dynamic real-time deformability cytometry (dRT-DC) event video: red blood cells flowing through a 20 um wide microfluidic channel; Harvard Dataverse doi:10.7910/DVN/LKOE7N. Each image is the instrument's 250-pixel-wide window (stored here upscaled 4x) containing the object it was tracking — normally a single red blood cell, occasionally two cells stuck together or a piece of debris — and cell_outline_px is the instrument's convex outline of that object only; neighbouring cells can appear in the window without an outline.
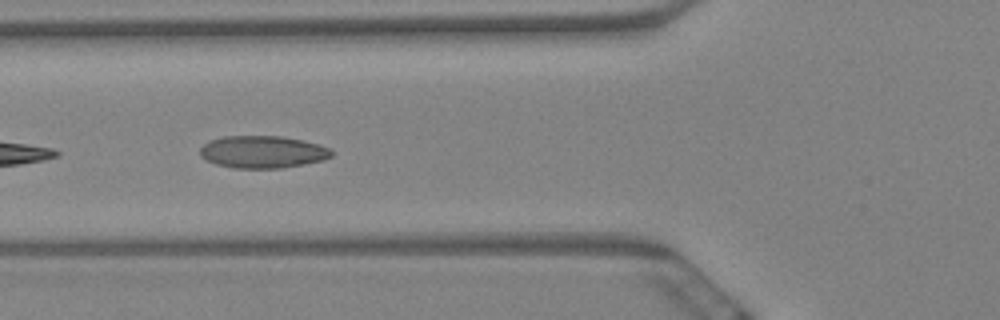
{"species": "Egyptian fruit bat (a non-hibernating species)", "species_latin": "Rousettus aegyptiacus", "temperature_condition": "warm", "stored_images_in_passage": 9, "camera_frame_rate_fps": 3000, "um_per_image_px": 0.085, "animal": {"sex": "female"}, "frame": {"image": 1, "passage_image": 7, "time_ms": 2.0, "image_size_px": [1000, 320], "cell_outline_px": [[332, 156], [324, 160], [304, 164], [280, 168], [232, 168], [216, 164], [200, 156], [200, 148], [208, 140], [224, 136], [280, 136], [300, 140], [332, 148]], "centroid_in_image_um": [22.31, 12.91], "position_along_channel_um": 103.5, "area_um2": 24.74}}
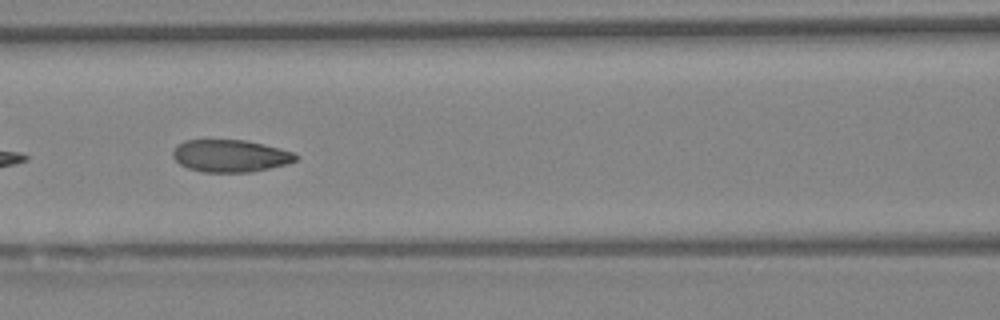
{"frame": {"image": 2, "passage_image": 8, "time_ms": 2.333, "image_size_px": [1000, 320], "cell_outline_px": [[300, 156], [296, 160], [288, 164], [252, 172], [200, 172], [188, 168], [180, 164], [172, 156], [172, 152], [184, 140], [244, 140], [264, 144], [280, 148], [292, 152]], "centroid_in_image_um": [19.6, 13.25], "position_along_channel_um": 147.0, "area_um2": 23.18}}
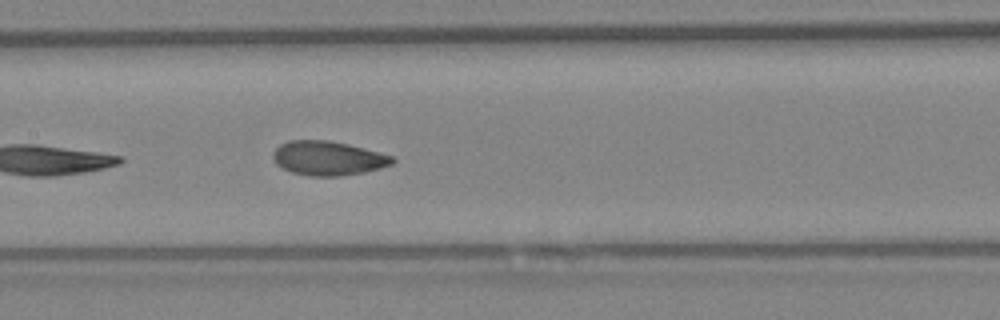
{"frame": {"image": 3, "passage_image": 9, "time_ms": 2.667, "image_size_px": [1000, 320], "cell_outline_px": [[396, 160], [392, 164], [380, 168], [364, 172], [340, 176], [308, 176], [292, 172], [276, 164], [272, 156], [276, 148], [280, 144], [288, 140], [328, 140], [348, 144], [364, 148], [392, 156]], "centroid_in_image_um": [27.88, 13.45], "position_along_channel_um": 179.5, "area_um2": 23.76}}